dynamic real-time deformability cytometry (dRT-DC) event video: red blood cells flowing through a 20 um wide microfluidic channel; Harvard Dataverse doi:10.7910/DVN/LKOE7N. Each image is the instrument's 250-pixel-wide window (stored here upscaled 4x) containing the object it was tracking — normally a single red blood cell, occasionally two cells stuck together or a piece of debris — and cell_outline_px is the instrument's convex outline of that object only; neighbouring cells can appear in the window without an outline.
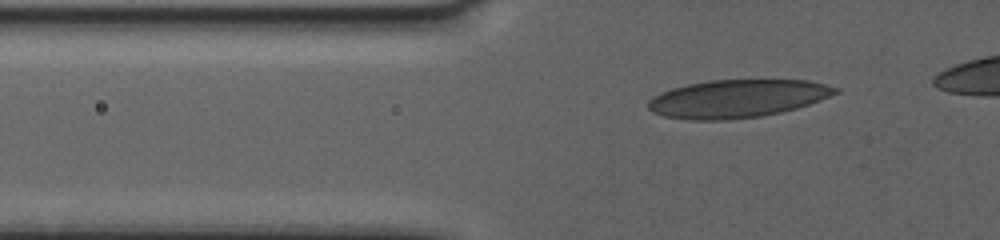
{"species": "human", "species_latin": "Homo sapiens", "temperature_condition": "warm", "stored_images_in_passage": 46, "camera_frame_rate_fps": 3000, "um_per_image_px": 0.085, "donor": {"sex": "female"}, "frame": {"image": 1, "passage_image": 9, "time_ms": 2.667, "image_size_px": [1000, 240], "cell_outline_px": [[840, 92], [808, 104], [796, 108], [780, 112], [760, 116], [728, 120], [688, 120], [664, 116], [652, 112], [648, 108], [648, 104], [656, 96], [664, 92], [676, 88], [692, 84], [712, 80], [808, 80], [840, 88]], "centroid_in_image_um": [62.72, 8.39], "position_along_channel_um": 63.1, "area_um2": 40.81}}
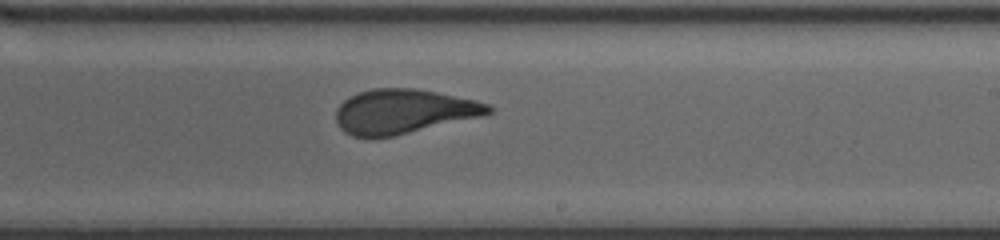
{"frame": {"image": 2, "passage_image": 28, "time_ms": 9.0, "image_size_px": [1000, 240], "cell_outline_px": [[492, 112], [484, 116], [396, 136], [372, 140], [352, 136], [344, 132], [340, 128], [336, 120], [336, 112], [340, 104], [344, 100], [360, 92], [376, 88], [412, 88], [436, 92], [472, 100], [488, 104], [492, 108]], "centroid_in_image_um": [34.27, 9.52], "position_along_channel_um": 254.7, "area_um2": 39.77}}
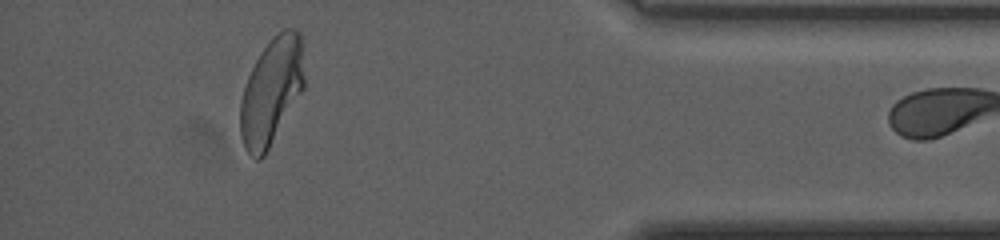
{"frame": {"image": 3, "passage_image": 45, "time_ms": 14.667, "image_size_px": [1000, 240], "cell_outline_px": [[304, 88], [264, 156], [260, 160], [256, 160], [244, 148], [240, 136], [240, 104], [244, 88], [248, 76], [260, 52], [284, 28], [296, 28], [300, 32], [304, 76]], "centroid_in_image_um": [23.06, 7.79], "position_along_channel_um": 412.1, "area_um2": 39.42}}